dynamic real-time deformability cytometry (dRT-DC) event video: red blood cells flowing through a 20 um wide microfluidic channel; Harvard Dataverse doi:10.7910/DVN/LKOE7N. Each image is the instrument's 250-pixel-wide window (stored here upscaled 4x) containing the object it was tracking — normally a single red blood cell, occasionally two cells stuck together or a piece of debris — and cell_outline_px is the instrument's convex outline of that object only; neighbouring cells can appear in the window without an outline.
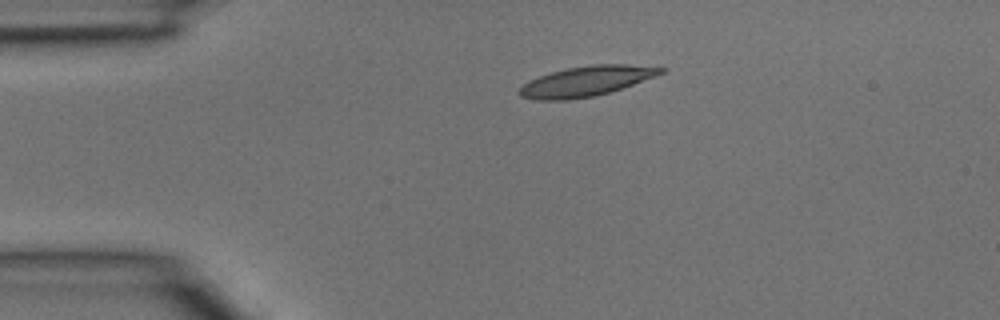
{"species": "common noctule bat (a hibernating species)", "species_latin": "Nyctalus noctula", "temperature_condition": "room temperature", "stored_images_in_passage": 4, "camera_frame_rate_fps": 3000, "um_per_image_px": 0.085, "animal": {"sex": "male", "body_mass_g": 15.6}, "frame": {"image": 1, "passage_image": 3, "time_ms": 0.667, "image_size_px": [1000, 320], "cell_outline_px": [[668, 68], [664, 72], [632, 84], [596, 96], [568, 100], [536, 100], [520, 96], [520, 88], [528, 80], [552, 72], [568, 68], [592, 64], [628, 64]], "centroid_in_image_um": [49.81, 6.9], "position_along_channel_um": 35.2, "area_um2": 24.45}}